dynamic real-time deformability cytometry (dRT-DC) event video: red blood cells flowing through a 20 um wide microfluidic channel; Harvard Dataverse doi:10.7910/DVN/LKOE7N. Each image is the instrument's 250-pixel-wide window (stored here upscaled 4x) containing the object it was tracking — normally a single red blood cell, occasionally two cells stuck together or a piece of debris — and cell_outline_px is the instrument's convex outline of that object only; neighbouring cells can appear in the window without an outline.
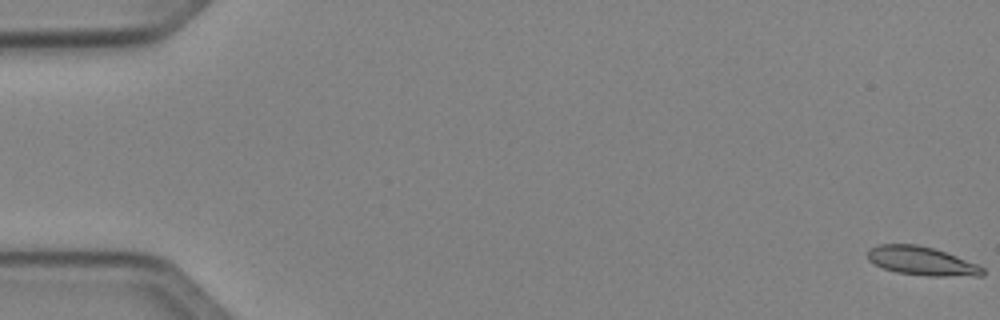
{"species": "Egyptian fruit bat (a non-hibernating species)", "species_latin": "Rousettus aegyptiacus", "temperature_condition": "cold", "stored_images_in_passage": 51, "camera_frame_rate_fps": 3000, "um_per_image_px": 0.085, "animal": {"sex": "female"}, "frame": {"image": 1, "passage_image": 1, "time_ms": 0.0, "image_size_px": [1000, 320], "cell_outline_px": [[984, 276], [928, 276], [896, 272], [884, 268], [868, 260], [868, 248], [880, 244], [916, 244], [932, 248], [956, 256], [976, 264], [984, 268]], "centroid_in_image_um": [78.34, 22.19], "position_along_channel_um": 6.7, "area_um2": 19.07}}
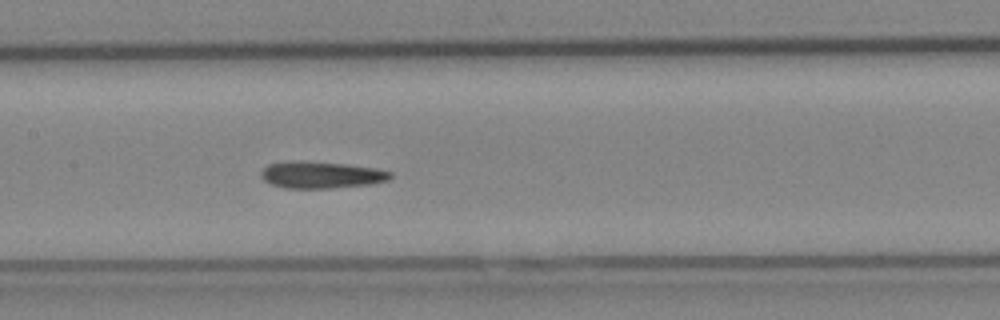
{"frame": {"image": 2, "passage_image": 26, "time_ms": 8.333, "image_size_px": [1000, 320], "cell_outline_px": [[392, 176], [388, 180], [368, 184], [328, 188], [284, 188], [272, 184], [264, 180], [260, 176], [260, 172], [268, 164], [348, 164], [376, 168], [392, 172]], "centroid_in_image_um": [27.37, 14.91], "position_along_channel_um": 180.0, "area_um2": 19.02}}
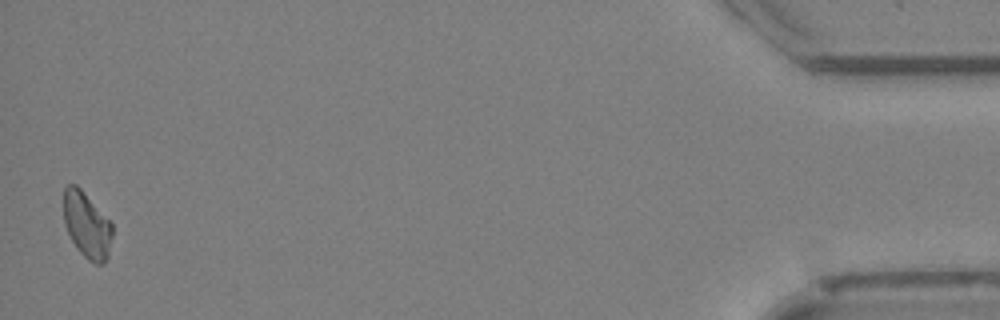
{"frame": {"image": 3, "passage_image": 51, "time_ms": 16.667, "image_size_px": [1000, 320], "cell_outline_px": [[112, 236], [108, 256], [104, 264], [96, 264], [88, 260], [76, 248], [64, 224], [64, 188], [68, 184], [76, 184], [80, 188], [112, 224]], "centroid_in_image_um": [7.37, 19.15], "position_along_channel_um": 427.8, "area_um2": 18.5}, "authors_computed_cell_mechanics": {"area_um2": 19.5942, "velocity_mm_per_s": 4.0449, "shape_relaxation_time_tau1_ms": null, "shape_relaxation_time_tau2_ms": 8.0007, "deformation_change_tau1": null, "deformation_change_tau2": 0.1573}}